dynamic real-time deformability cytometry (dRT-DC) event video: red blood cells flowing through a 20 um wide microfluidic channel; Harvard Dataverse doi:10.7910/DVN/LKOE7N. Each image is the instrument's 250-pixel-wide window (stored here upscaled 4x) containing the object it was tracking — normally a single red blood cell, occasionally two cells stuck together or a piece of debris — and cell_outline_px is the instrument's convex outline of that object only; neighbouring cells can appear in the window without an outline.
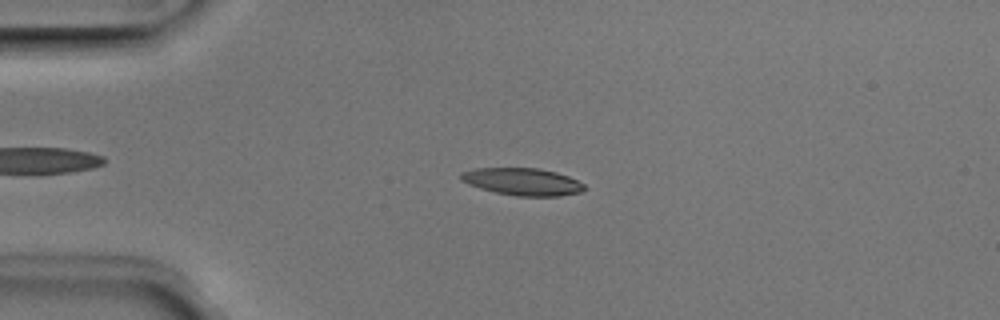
{"species": "Egyptian fruit bat (a non-hibernating species)", "species_latin": "Rousettus aegyptiacus", "temperature_condition": "room temperature", "stored_images_in_passage": 45, "camera_frame_rate_fps": 3000, "um_per_image_px": 0.085, "animal": {"sex": "male"}, "frame": {"image": 1, "passage_image": 13, "time_ms": 4.0, "image_size_px": [1000, 320], "cell_outline_px": [[588, 188], [580, 192], [560, 196], [516, 196], [496, 192], [480, 188], [468, 184], [460, 180], [460, 172], [476, 168], [540, 168], [556, 172], [568, 176], [584, 184]], "centroid_in_image_um": [44.41, 15.44], "position_along_channel_um": 40.6, "area_um2": 19.71}}
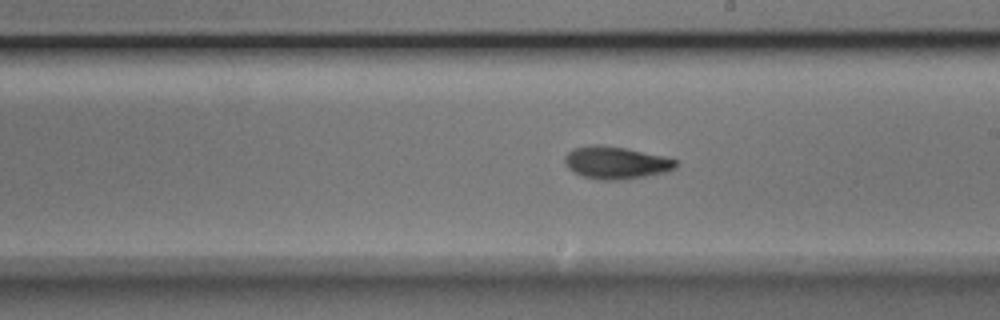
{"frame": {"image": 2, "passage_image": 30, "time_ms": 9.667, "image_size_px": [1000, 320], "cell_outline_px": [[680, 160], [676, 168], [668, 172], [620, 180], [604, 180], [584, 176], [572, 172], [564, 164], [564, 156], [568, 152], [576, 148], [596, 144], [600, 144], [624, 148], [664, 156]], "centroid_in_image_um": [52.39, 13.83], "position_along_channel_um": 236.6, "area_um2": 21.04}}
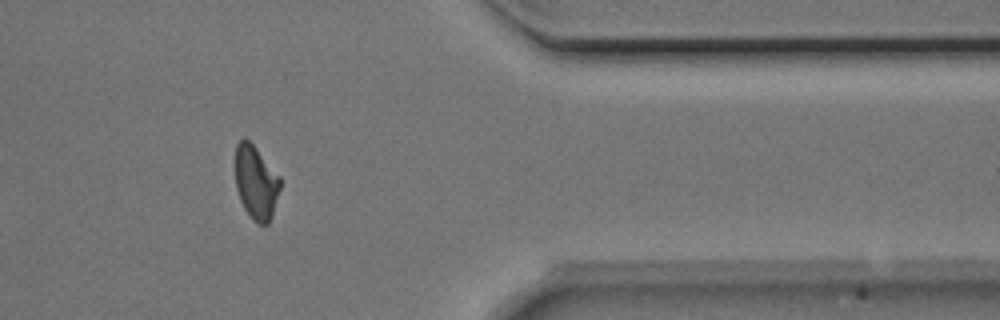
{"frame": {"image": 3, "passage_image": 43, "time_ms": 14.0, "image_size_px": [1000, 320], "cell_outline_px": [[280, 188], [272, 216], [268, 224], [256, 224], [252, 220], [244, 208], [240, 200], [236, 188], [232, 164], [232, 160], [236, 144], [244, 136], [256, 148], [280, 176]], "centroid_in_image_um": [21.69, 15.47], "position_along_channel_um": 389.7, "area_um2": 19.94}, "authors_computed_cell_mechanics": {"area_um2": 19.9988, "velocity_mm_per_s": 3.967, "shape_relaxation_time_tau1_ms": 2.8747, "shape_relaxation_time_tau2_ms": 2.8336, "deformation_change_tau1": 0.1574, "deformation_change_tau2": 0.1028}}